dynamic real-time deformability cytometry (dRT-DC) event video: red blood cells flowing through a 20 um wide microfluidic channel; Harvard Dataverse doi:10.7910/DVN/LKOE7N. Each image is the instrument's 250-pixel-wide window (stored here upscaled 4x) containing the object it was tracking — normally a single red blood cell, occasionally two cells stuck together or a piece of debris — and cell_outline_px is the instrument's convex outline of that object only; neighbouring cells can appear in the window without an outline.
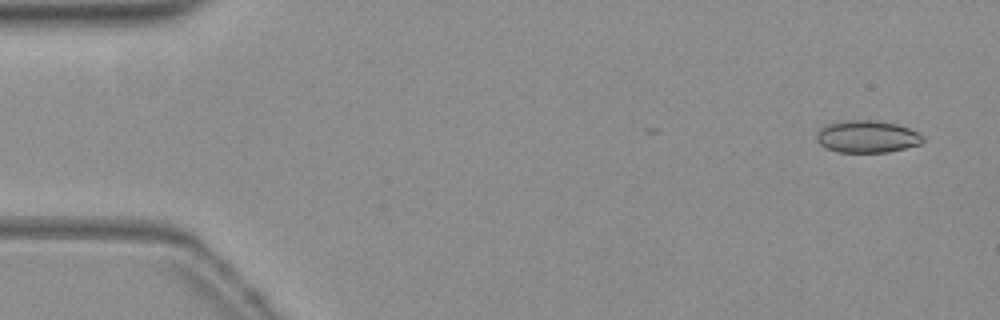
{"species": "common noctule bat (a hibernating species)", "species_latin": "Nyctalus noctula", "temperature_condition": "warm", "stored_images_in_passage": 9, "camera_frame_rate_fps": 3000, "um_per_image_px": 0.085, "animal": {"sex": "female", "body_mass_g": 19.3, "forearm_length_mm": 54.1}, "frame": {"image": 1, "passage_image": 2, "time_ms": 0.333, "image_size_px": [1000, 320], "cell_outline_px": [[924, 140], [920, 144], [888, 152], [836, 152], [820, 144], [816, 140], [816, 136], [820, 128], [828, 124], [856, 120], [868, 120], [896, 124], [908, 128], [916, 132]], "centroid_in_image_um": [73.68, 11.63], "position_along_channel_um": 11.3, "area_um2": 19.48}}